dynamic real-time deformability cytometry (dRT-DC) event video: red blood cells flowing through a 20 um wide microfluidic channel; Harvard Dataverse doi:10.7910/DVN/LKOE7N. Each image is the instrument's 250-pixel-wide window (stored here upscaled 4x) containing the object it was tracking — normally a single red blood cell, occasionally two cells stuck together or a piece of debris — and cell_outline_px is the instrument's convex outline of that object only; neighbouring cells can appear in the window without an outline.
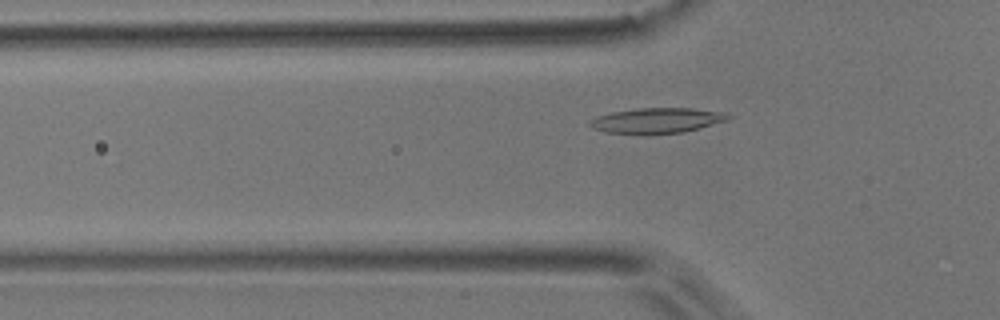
{"species": "common noctule bat (a hibernating species)", "species_latin": "Nyctalus noctula", "temperature_condition": "room temperature", "stored_images_in_passage": 50, "camera_frame_rate_fps": 3000, "um_per_image_px": 0.085, "animal": {"sex": "male", "body_mass_g": 17.9}, "frame": {"image": 1, "passage_image": 13, "time_ms": 4.0, "image_size_px": [1000, 320], "cell_outline_px": [[732, 116], [728, 120], [700, 128], [684, 132], [604, 132], [592, 128], [588, 124], [588, 120], [596, 116], [612, 112], [636, 108], [692, 108], [724, 112]], "centroid_in_image_um": [55.84, 10.21], "position_along_channel_um": 70.0, "area_um2": 19.94}}
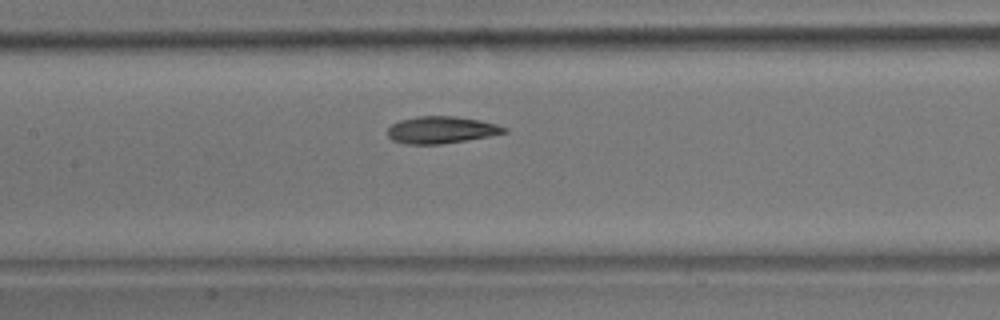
{"frame": {"image": 2, "passage_image": 21, "time_ms": 6.667, "image_size_px": [1000, 320], "cell_outline_px": [[508, 132], [488, 136], [440, 144], [404, 144], [392, 140], [388, 136], [388, 128], [392, 124], [400, 120], [416, 116], [456, 116], [480, 120], [496, 124], [508, 128]], "centroid_in_image_um": [37.49, 11.03], "position_along_channel_um": 169.9, "area_um2": 18.32}}
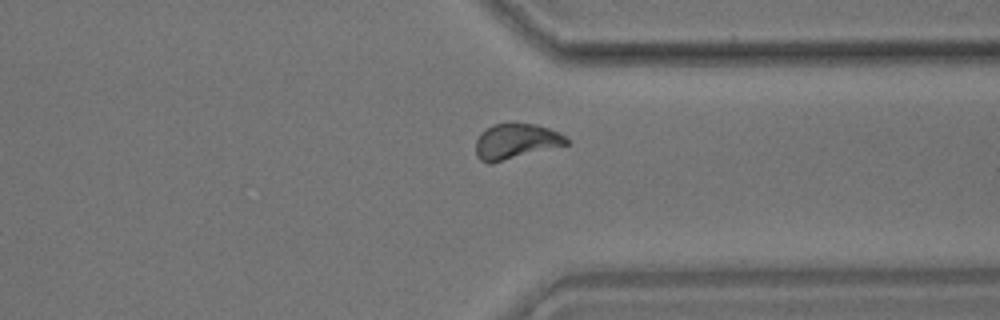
{"frame": {"image": 3, "passage_image": 37, "time_ms": 12.0, "image_size_px": [1000, 320], "cell_outline_px": [[568, 144], [492, 164], [488, 164], [480, 160], [476, 156], [476, 140], [480, 132], [492, 124], [536, 124], [560, 132], [568, 140]], "centroid_in_image_um": [43.81, 12.03], "position_along_channel_um": 367.6, "area_um2": 18.73}, "authors_computed_cell_mechanics": {"area_um2": 18.6405, "velocity_mm_per_s": 3.7191, "shape_relaxation_time_tau1_ms": 4.2201, "shape_relaxation_time_tau2_ms": 1.8839, "deformation_change_tau1": 0.1466, "deformation_change_tau2": 0.0643}}